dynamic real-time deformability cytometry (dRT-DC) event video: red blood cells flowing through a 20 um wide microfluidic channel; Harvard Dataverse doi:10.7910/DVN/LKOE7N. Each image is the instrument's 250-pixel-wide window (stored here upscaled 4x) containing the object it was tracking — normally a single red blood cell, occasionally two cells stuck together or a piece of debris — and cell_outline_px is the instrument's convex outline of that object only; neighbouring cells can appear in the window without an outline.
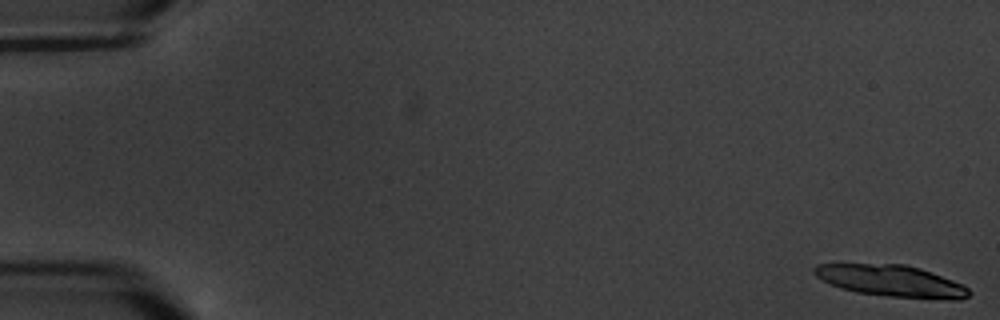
{"species": "common noctule bat (a hibernating species)", "species_latin": "Nyctalus noctula", "temperature_condition": "warm", "stored_images_in_passage": 6, "camera_frame_rate_fps": 3000, "um_per_image_px": 0.085, "animal": {"sex": "male", "body_mass_g": 20.1, "forearm_length_mm": 53.5}, "frame": {"image": 1, "passage_image": 1, "time_ms": 0.0, "image_size_px": [1000, 320], "cell_outline_px": [[972, 292], [968, 296], [960, 300], [952, 300], [888, 296], [856, 292], [840, 288], [816, 276], [812, 272], [812, 268], [816, 264], [904, 264], [920, 268], [964, 284]], "centroid_in_image_um": [75.79, 23.88], "position_along_channel_um": 9.2, "area_um2": 28.5}}